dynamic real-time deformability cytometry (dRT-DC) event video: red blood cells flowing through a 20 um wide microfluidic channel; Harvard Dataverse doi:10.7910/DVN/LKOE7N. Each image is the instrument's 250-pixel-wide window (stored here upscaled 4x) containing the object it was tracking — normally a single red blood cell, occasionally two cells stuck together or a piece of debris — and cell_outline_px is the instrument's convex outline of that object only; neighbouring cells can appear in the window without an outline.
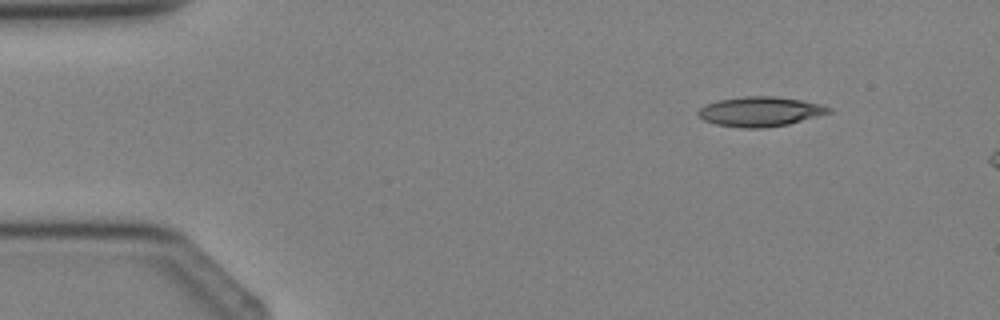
{"species": "Egyptian fruit bat (a non-hibernating species)", "species_latin": "Rousettus aegyptiacus", "temperature_condition": "cold", "stored_images_in_passage": 4, "camera_frame_rate_fps": 3000, "um_per_image_px": 0.085, "animal": {"sex": "female"}, "frame": {"image": 1, "passage_image": 2, "time_ms": 1.333, "image_size_px": [1000, 320], "cell_outline_px": [[832, 112], [788, 124], [764, 128], [744, 128], [716, 124], [704, 120], [696, 112], [704, 104], [716, 100], [744, 96], [772, 96], [804, 100], [820, 104], [832, 108]], "centroid_in_image_um": [64.6, 9.47], "position_along_channel_um": 20.4, "area_um2": 22.66}}